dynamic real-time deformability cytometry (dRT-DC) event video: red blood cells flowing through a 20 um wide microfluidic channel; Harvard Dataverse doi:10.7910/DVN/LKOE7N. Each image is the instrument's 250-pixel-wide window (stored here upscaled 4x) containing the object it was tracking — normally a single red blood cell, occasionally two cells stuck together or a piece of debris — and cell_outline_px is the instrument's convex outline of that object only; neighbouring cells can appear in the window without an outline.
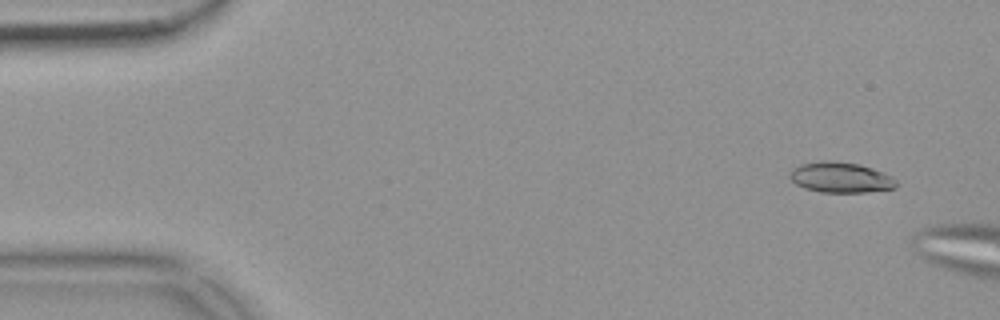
{"species": "common noctule bat (a hibernating species)", "species_latin": "Nyctalus noctula", "temperature_condition": "warm", "stored_images_in_passage": 13, "camera_frame_rate_fps": 3000, "um_per_image_px": 0.085, "animal": {"sex": "female", "body_mass_g": 18.4}, "frame": {"image": 1, "passage_image": 4, "time_ms": 1.0, "image_size_px": [1000, 320], "cell_outline_px": [[900, 184], [896, 188], [868, 192], [820, 192], [804, 188], [796, 184], [788, 176], [792, 168], [800, 164], [820, 160], [836, 160], [860, 164], [884, 172], [892, 176]], "centroid_in_image_um": [71.47, 15.07], "position_along_channel_um": 13.5, "area_um2": 19.36}}